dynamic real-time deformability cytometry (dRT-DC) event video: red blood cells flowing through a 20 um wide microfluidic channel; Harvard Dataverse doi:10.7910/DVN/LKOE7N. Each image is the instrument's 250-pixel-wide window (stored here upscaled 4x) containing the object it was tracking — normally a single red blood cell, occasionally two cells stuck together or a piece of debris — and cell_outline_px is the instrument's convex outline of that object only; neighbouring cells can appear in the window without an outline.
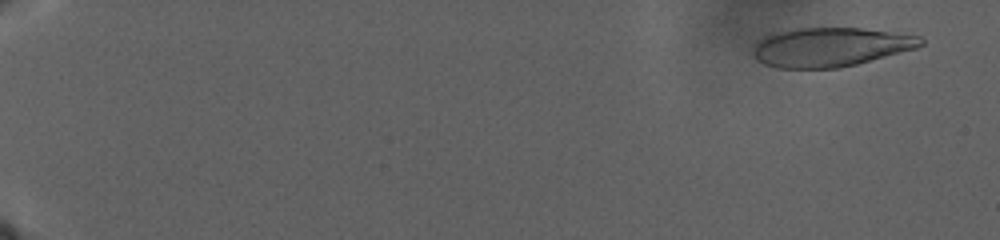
{"species": "human", "species_latin": "Homo sapiens", "temperature_condition": "warm", "stored_images_in_passage": 84, "camera_frame_rate_fps": 3000, "um_per_image_px": 0.085, "donor": {"sex": "male"}, "frame": {"image": 1, "passage_image": 7, "time_ms": 2.333, "image_size_px": [1000, 240], "cell_outline_px": [[924, 44], [916, 48], [856, 64], [836, 68], [776, 68], [764, 64], [756, 60], [752, 52], [756, 44], [764, 36], [772, 32], [792, 28], [860, 28], [920, 36], [924, 40]], "centroid_in_image_um": [70.54, 4.0], "position_along_channel_um": 14.5, "area_um2": 38.15}}
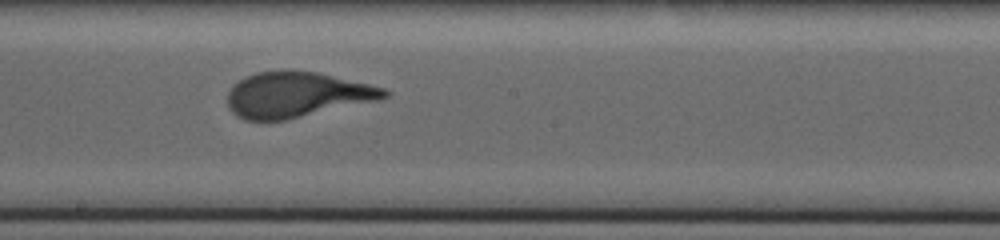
{"frame": {"image": 2, "passage_image": 53, "time_ms": 26.333, "image_size_px": [1000, 240], "cell_outline_px": [[392, 92], [388, 96], [380, 100], [284, 120], [244, 120], [236, 116], [228, 108], [228, 92], [232, 84], [244, 76], [256, 72], [280, 68], [288, 68], [316, 72], [368, 84], [384, 88]], "centroid_in_image_um": [25.18, 8.02], "position_along_channel_um": 223.0, "area_um2": 42.08}}
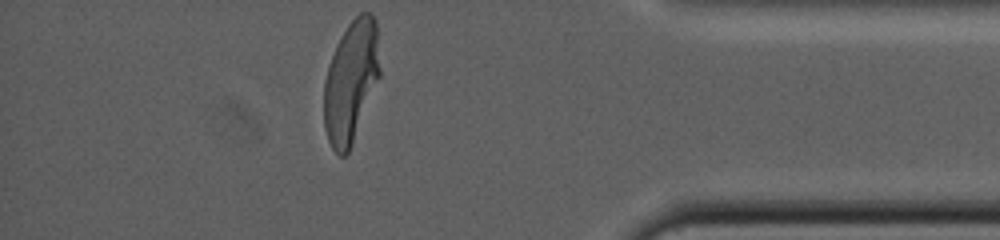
{"frame": {"image": 3, "passage_image": 84, "time_ms": 38.0, "image_size_px": [1000, 240], "cell_outline_px": [[380, 76], [352, 144], [348, 152], [344, 156], [340, 156], [332, 148], [328, 140], [324, 128], [324, 80], [328, 64], [336, 44], [340, 36], [348, 24], [360, 12], [372, 12], [376, 20], [380, 68]], "centroid_in_image_um": [29.82, 6.9], "position_along_channel_um": 405.4, "area_um2": 39.88}}